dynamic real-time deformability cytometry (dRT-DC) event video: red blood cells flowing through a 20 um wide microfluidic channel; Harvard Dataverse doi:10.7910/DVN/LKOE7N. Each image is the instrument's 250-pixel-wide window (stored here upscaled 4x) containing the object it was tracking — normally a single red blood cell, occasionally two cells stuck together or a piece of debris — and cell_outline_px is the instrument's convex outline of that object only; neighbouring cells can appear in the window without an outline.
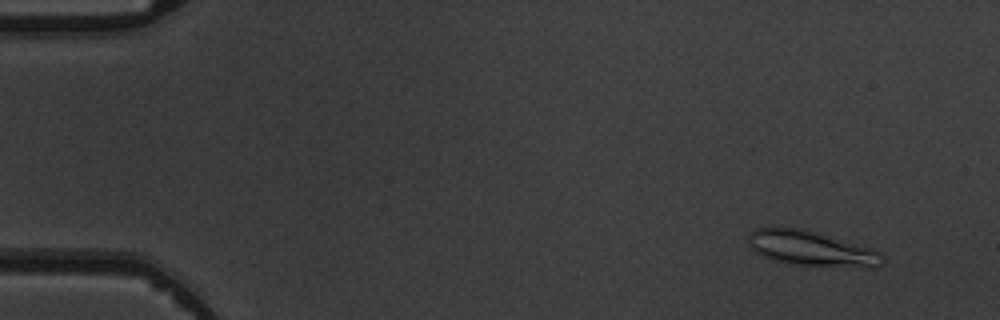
{"species": "common noctule bat (a hibernating species)", "species_latin": "Nyctalus noctula", "temperature_condition": "warm", "stored_images_in_passage": 7, "camera_frame_rate_fps": 3000, "um_per_image_px": 0.085, "animal": {"sex": "male", "body_mass_g": 19.5, "forearm_length_mm": 54.6}, "frame": {"image": 1, "passage_image": 2, "time_ms": 1.333, "image_size_px": [1000, 320], "cell_outline_px": [[884, 260], [876, 268], [868, 268], [788, 264], [772, 260], [756, 252], [748, 244], [748, 236], [756, 228], [800, 228], [868, 248], [880, 252], [884, 256]], "centroid_in_image_um": [68.95, 21.16], "position_along_channel_um": 16.1, "area_um2": 26.88}}